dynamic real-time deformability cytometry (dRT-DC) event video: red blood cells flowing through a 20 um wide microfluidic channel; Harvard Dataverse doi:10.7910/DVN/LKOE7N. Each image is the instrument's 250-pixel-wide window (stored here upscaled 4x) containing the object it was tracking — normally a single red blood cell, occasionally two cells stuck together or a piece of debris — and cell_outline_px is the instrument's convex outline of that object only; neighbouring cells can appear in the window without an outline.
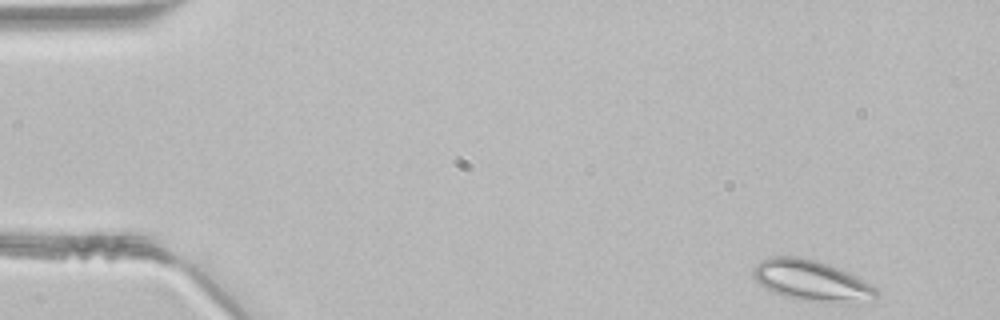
{"species": "common noctule bat (a hibernating species)", "species_latin": "Nyctalus noctula", "temperature_condition": "room temperature", "stored_images_in_passage": 44, "segment_of_instrument_passage": [1, 2], "camera_frame_rate_fps": 3000, "um_per_image_px": 0.085, "animal": {"sex": "male", "body_mass_g": 21.5, "forearm_length_mm": 52.0}, "frame": {"image": 1, "passage_image": 1, "time_ms": 0.0, "image_size_px": [1000, 320], "cell_outline_px": [[880, 292], [872, 300], [848, 304], [840, 304], [800, 300], [784, 296], [772, 292], [764, 288], [752, 276], [752, 268], [760, 260], [772, 256], [800, 256], [816, 260], [828, 264], [848, 272], [856, 276], [876, 288]], "centroid_in_image_um": [68.97, 23.87], "position_along_channel_um": 16.0, "area_um2": 29.82}}
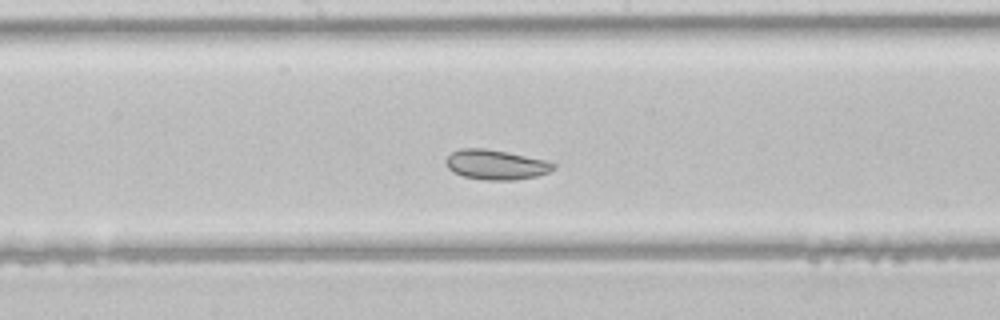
{"frame": {"image": 2, "passage_image": 22, "time_ms": 7.0, "image_size_px": [1000, 320], "cell_outline_px": [[556, 168], [548, 172], [536, 176], [516, 180], [484, 180], [464, 176], [452, 172], [448, 168], [444, 160], [452, 152], [460, 148], [484, 148], [508, 152], [544, 160], [556, 164]], "centroid_in_image_um": [42.13, 14.0], "position_along_channel_um": 206.1, "area_um2": 18.73}}
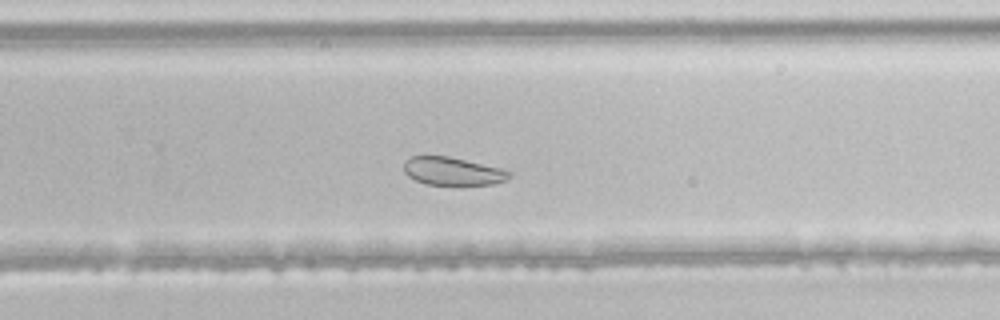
{"frame": {"image": 3, "passage_image": 28, "time_ms": 9.0, "image_size_px": [1000, 320], "cell_outline_px": [[512, 176], [496, 184], [428, 184], [416, 180], [408, 176], [404, 172], [404, 164], [412, 156], [448, 156], [500, 168], [512, 172]], "centroid_in_image_um": [38.49, 14.55], "position_along_channel_um": 291.3, "area_um2": 16.88}}